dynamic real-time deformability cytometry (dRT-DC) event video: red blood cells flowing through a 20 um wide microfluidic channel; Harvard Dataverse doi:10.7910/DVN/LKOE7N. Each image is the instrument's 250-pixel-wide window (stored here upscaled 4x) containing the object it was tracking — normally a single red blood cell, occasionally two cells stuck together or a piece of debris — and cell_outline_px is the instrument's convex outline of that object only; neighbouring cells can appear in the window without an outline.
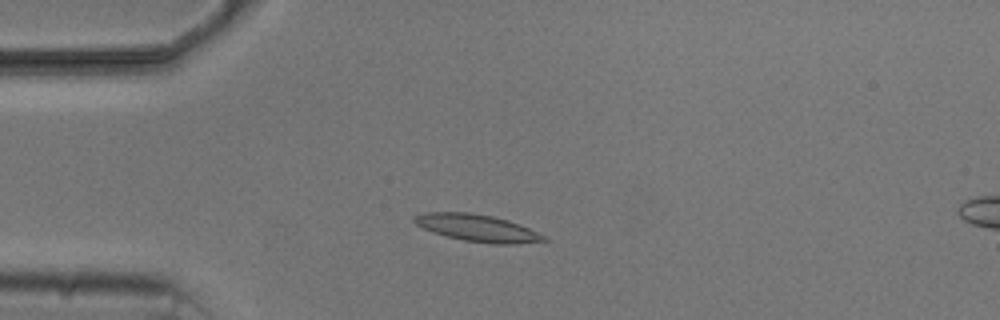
{"species": "common noctule bat (a hibernating species)", "species_latin": "Nyctalus noctula", "temperature_condition": "cold", "stored_images_in_passage": 5, "camera_frame_rate_fps": 3000, "um_per_image_px": 0.085, "animal": {"sex": "male", "body_mass_g": 20.5, "forearm_length_mm": 52.5}, "frame": {"image": 1, "passage_image": 2, "time_ms": 2.0, "image_size_px": [1000, 320], "cell_outline_px": [[548, 240], [516, 244], [492, 244], [464, 240], [432, 232], [416, 224], [412, 220], [412, 216], [424, 212], [472, 212], [492, 216], [508, 220], [520, 224], [548, 236]], "centroid_in_image_um": [40.59, 19.37], "position_along_channel_um": 44.4, "area_um2": 20.58}}
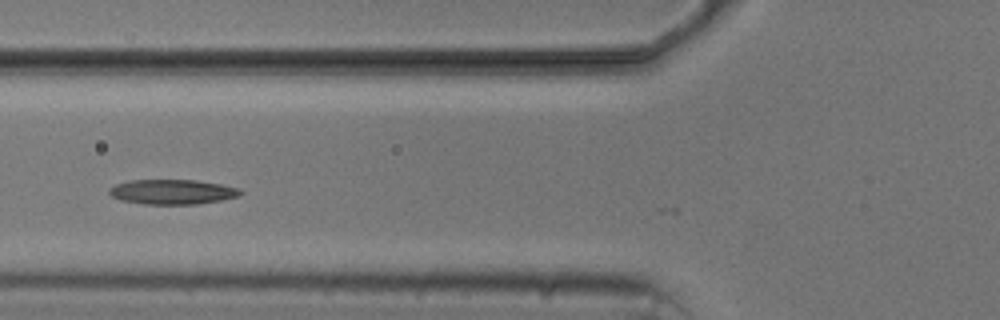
{"frame": {"image": 2, "passage_image": 4, "time_ms": 4.333, "image_size_px": [1000, 320], "cell_outline_px": [[244, 192], [240, 196], [220, 200], [196, 204], [144, 204], [120, 200], [112, 196], [108, 192], [108, 188], [116, 184], [128, 180], [196, 180], [220, 184], [240, 188]], "centroid_in_image_um": [14.65, 16.3], "position_along_channel_um": 111.2, "area_um2": 19.07}}